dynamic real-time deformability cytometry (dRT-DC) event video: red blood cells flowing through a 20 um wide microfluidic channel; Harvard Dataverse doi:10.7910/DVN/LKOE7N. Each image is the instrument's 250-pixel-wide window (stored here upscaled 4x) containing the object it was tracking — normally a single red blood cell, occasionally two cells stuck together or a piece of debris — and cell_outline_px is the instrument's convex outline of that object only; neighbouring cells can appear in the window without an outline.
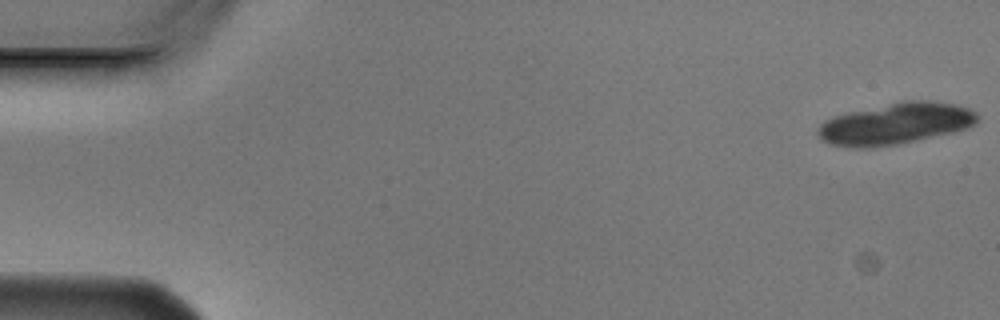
{"species": "Egyptian fruit bat (a non-hibernating species)", "species_latin": "Rousettus aegyptiacus", "temperature_condition": "cold", "stored_images_in_passage": 7, "camera_frame_rate_fps": 3000, "um_per_image_px": 0.085, "animal": {"sex": "male"}, "frame": {"image": 1, "passage_image": 1, "time_ms": 0.0, "image_size_px": [1000, 320], "cell_outline_px": [[980, 116], [976, 124], [952, 132], [896, 144], [872, 148], [856, 148], [828, 144], [816, 136], [816, 132], [820, 124], [824, 120], [848, 112], [904, 100], [928, 100], [956, 104], [968, 108], [976, 112]], "centroid_in_image_um": [76.09, 10.51], "position_along_channel_um": 8.9, "area_um2": 38.55}}
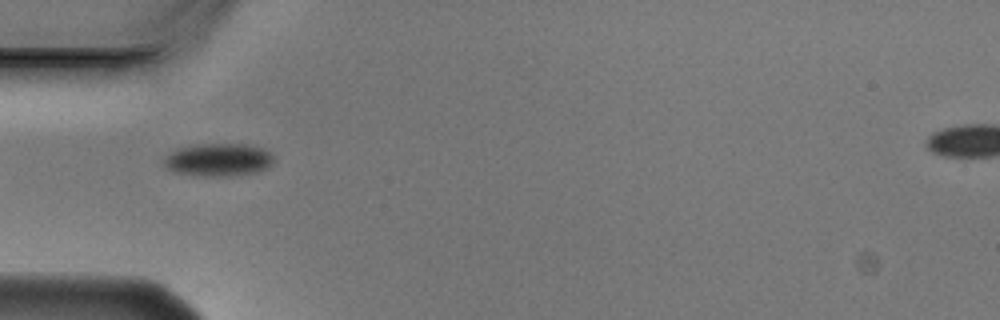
{"frame": {"image": 2, "passage_image": 6, "time_ms": 1.667, "image_size_px": [1000, 320], "cell_outline_px": [[276, 160], [268, 168], [256, 172], [228, 176], [196, 176], [176, 172], [164, 168], [164, 156], [176, 148], [196, 144], [248, 144], [264, 148], [272, 152]], "centroid_in_image_um": [18.58, 13.57], "position_along_channel_um": 66.4, "area_um2": 21.56}}
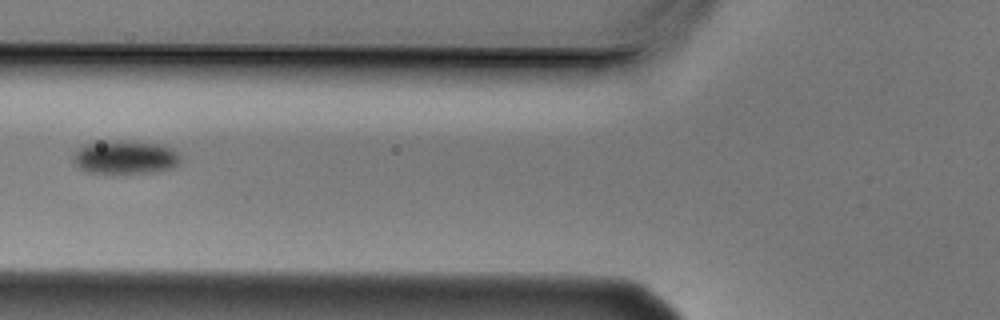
{"frame": {"image": 3, "passage_image": 7, "time_ms": 2.0, "image_size_px": [1000, 320], "cell_outline_px": [[180, 160], [172, 168], [124, 176], [88, 172], [80, 168], [72, 160], [72, 152], [76, 148], [84, 144], [96, 140], [120, 140], [164, 144], [180, 152]], "centroid_in_image_um": [10.58, 13.37], "position_along_channel_um": 115.2, "area_um2": 22.08}}